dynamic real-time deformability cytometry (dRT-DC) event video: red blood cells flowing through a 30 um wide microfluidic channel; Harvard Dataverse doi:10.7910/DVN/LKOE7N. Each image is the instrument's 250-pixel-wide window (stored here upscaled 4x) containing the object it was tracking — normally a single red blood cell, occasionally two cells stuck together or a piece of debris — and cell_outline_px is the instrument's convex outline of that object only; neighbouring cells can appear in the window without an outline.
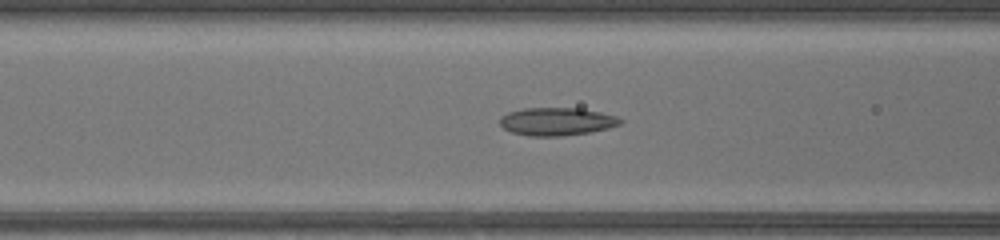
{"species": "common noctule bat (a hibernating species)", "species_latin": "Nyctalus noctula", "temperature_condition": "warm", "stored_images_in_passage": 35, "camera_frame_rate_fps": 3000, "um_per_image_px": 0.085, "animal": {"sex": "female", "body_mass_g": 17.0, "forearm_length_mm": 48.0}, "frame": {"image": 1, "passage_image": 8, "time_ms": 2.333, "image_size_px": [1000, 240], "cell_outline_px": [[624, 120], [620, 124], [608, 128], [592, 132], [564, 136], [528, 136], [512, 132], [504, 128], [500, 124], [500, 116], [508, 112], [524, 108], [580, 108], [600, 112], [616, 116]], "centroid_in_image_um": [47.33, 10.33], "position_along_channel_um": 119.3, "area_um2": 19.71}}
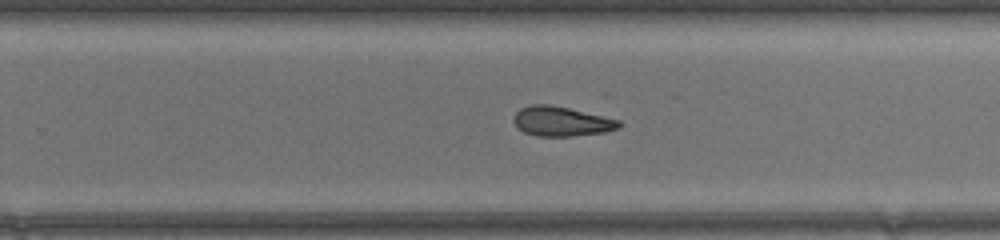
{"frame": {"image": 2, "passage_image": 19, "time_ms": 6.0, "image_size_px": [1000, 240], "cell_outline_px": [[624, 124], [620, 128], [604, 132], [572, 136], [536, 136], [524, 132], [512, 120], [512, 116], [520, 108], [532, 104], [548, 104], [568, 108], [620, 120]], "centroid_in_image_um": [47.73, 10.31], "position_along_channel_um": 282.1, "area_um2": 18.21}}
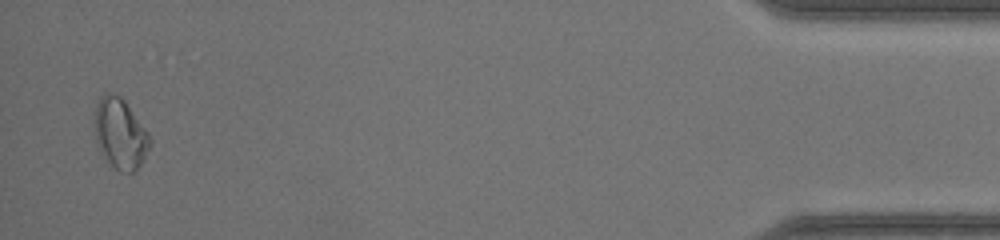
{"frame": {"image": 3, "passage_image": 34, "time_ms": 11.0, "image_size_px": [1000, 240], "cell_outline_px": [[152, 144], [140, 164], [132, 172], [120, 172], [100, 152], [96, 140], [92, 124], [96, 104], [100, 96], [108, 92], [120, 96], [124, 100], [148, 132], [152, 140]], "centroid_in_image_um": [10.19, 11.33], "position_along_channel_um": 425.0, "area_um2": 22.77}}